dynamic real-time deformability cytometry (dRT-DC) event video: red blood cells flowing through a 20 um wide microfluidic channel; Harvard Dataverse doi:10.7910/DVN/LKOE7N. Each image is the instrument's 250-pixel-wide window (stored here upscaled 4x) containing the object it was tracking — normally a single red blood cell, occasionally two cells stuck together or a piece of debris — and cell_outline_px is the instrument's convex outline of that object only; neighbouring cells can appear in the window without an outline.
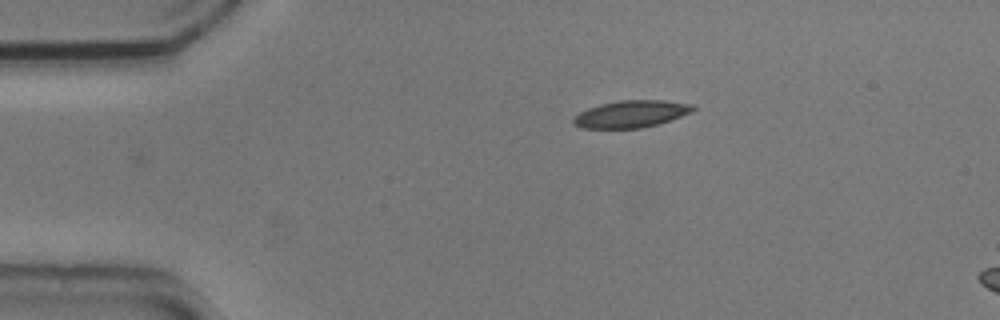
{"species": "common noctule bat (a hibernating species)", "species_latin": "Nyctalus noctula", "temperature_condition": "cold", "stored_images_in_passage": 7, "camera_frame_rate_fps": 3000, "um_per_image_px": 0.085, "animal": {"sex": "male", "body_mass_g": 20.5, "forearm_length_mm": 52.5}, "frame": {"image": 1, "passage_image": 1, "time_ms": 0.0, "image_size_px": [1000, 320], "cell_outline_px": [[696, 108], [692, 112], [656, 124], [640, 128], [580, 128], [572, 124], [572, 120], [580, 112], [588, 108], [600, 104], [620, 100], [664, 100], [696, 104]], "centroid_in_image_um": [53.65, 9.68], "position_along_channel_um": 31.4, "area_um2": 18.84}}